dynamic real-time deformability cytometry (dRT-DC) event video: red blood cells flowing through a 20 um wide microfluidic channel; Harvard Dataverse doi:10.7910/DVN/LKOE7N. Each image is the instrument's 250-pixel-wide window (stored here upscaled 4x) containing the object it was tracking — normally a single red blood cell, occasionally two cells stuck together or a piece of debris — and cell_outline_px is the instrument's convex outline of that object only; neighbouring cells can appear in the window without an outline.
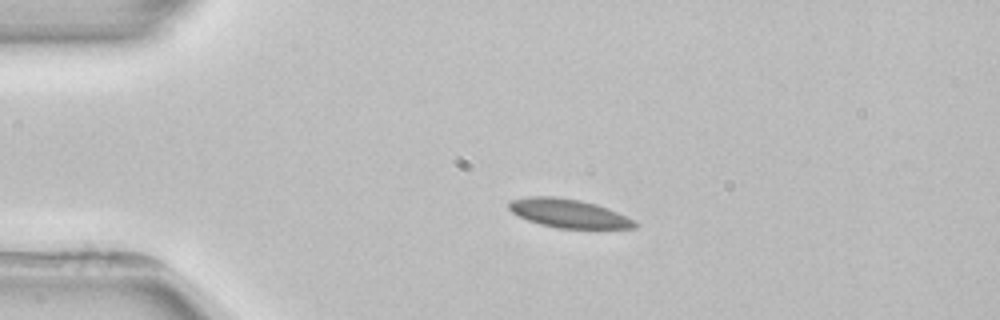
{"species": "common noctule bat (a hibernating species)", "species_latin": "Nyctalus noctula", "temperature_condition": "room temperature", "stored_images_in_passage": 4, "camera_frame_rate_fps": 3000, "um_per_image_px": 0.085, "animal": {"sex": "female", "body_mass_g": 22.7, "forearm_length_mm": 54.2}, "frame": {"image": 1, "passage_image": 3, "time_ms": 2.333, "image_size_px": [1000, 320], "cell_outline_px": [[640, 224], [636, 228], [556, 228], [540, 224], [516, 216], [508, 208], [508, 200], [528, 196], [552, 196], [580, 200], [596, 204], [608, 208]], "centroid_in_image_um": [48.26, 18.13], "position_along_channel_um": 36.7, "area_um2": 21.04}}